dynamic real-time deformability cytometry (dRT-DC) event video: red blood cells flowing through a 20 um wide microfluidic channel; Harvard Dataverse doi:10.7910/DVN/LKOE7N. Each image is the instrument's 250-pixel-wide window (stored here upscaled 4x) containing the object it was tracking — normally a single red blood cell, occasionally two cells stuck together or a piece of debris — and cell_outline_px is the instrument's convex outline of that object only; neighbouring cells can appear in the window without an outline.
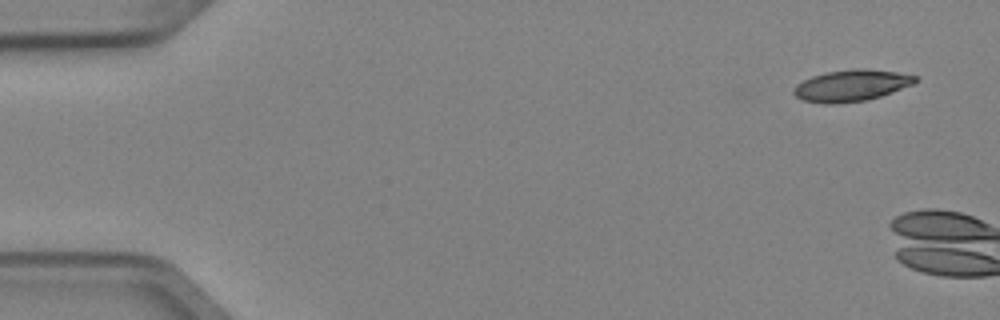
{"species": "Egyptian fruit bat (a non-hibernating species)", "species_latin": "Rousettus aegyptiacus", "temperature_condition": "cold", "stored_images_in_passage": 2, "camera_frame_rate_fps": 3000, "um_per_image_px": 0.085, "animal": {"sex": "female"}, "frame": {"image": 1, "passage_image": 1, "time_ms": 0.0, "image_size_px": [1000, 320], "cell_outline_px": [[916, 80], [912, 84], [892, 92], [880, 96], [864, 100], [828, 104], [824, 104], [804, 100], [796, 96], [792, 92], [792, 88], [796, 84], [812, 76], [828, 72], [856, 68], [868, 68], [896, 72], [916, 76]], "centroid_in_image_um": [72.32, 7.26], "position_along_channel_um": 12.7, "area_um2": 22.02}}